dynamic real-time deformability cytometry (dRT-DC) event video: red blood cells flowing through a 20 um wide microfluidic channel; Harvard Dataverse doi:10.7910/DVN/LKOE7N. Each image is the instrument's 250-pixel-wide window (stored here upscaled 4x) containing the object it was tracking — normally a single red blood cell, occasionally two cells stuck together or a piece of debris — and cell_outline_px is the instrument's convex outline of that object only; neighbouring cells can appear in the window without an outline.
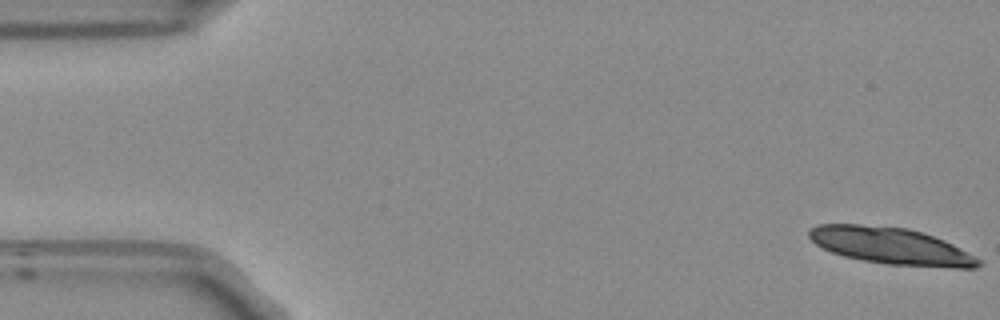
{"species": "Egyptian fruit bat (a non-hibernating species)", "species_latin": "Rousettus aegyptiacus", "temperature_condition": "room temperature", "stored_images_in_passage": 15, "camera_frame_rate_fps": 3000, "um_per_image_px": 0.085, "frame": {"image": 1, "passage_image": 1, "time_ms": 0.0, "image_size_px": [1000, 320], "cell_outline_px": [[980, 264], [976, 268], [952, 268], [888, 264], [864, 260], [844, 256], [832, 252], [816, 244], [808, 236], [808, 232], [816, 224], [860, 224], [908, 228], [944, 240], [952, 244], [980, 260]], "centroid_in_image_um": [75.71, 20.9], "position_along_channel_um": 9.3, "area_um2": 35.84}}